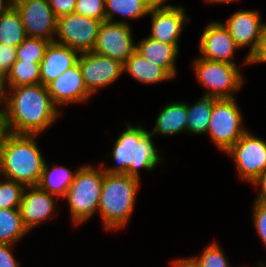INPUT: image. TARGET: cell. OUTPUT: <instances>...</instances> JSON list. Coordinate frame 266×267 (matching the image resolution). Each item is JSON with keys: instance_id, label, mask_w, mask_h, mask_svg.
<instances>
[{"instance_id": "6da1fadb", "label": "cell", "mask_w": 266, "mask_h": 267, "mask_svg": "<svg viewBox=\"0 0 266 267\" xmlns=\"http://www.w3.org/2000/svg\"><path fill=\"white\" fill-rule=\"evenodd\" d=\"M5 116L13 134L39 135L57 120V110L47 87L42 84L7 88Z\"/></svg>"}, {"instance_id": "7a4b0ae2", "label": "cell", "mask_w": 266, "mask_h": 267, "mask_svg": "<svg viewBox=\"0 0 266 267\" xmlns=\"http://www.w3.org/2000/svg\"><path fill=\"white\" fill-rule=\"evenodd\" d=\"M35 136L8 132L0 142V175L25 187L37 186L44 157Z\"/></svg>"}, {"instance_id": "3957f363", "label": "cell", "mask_w": 266, "mask_h": 267, "mask_svg": "<svg viewBox=\"0 0 266 267\" xmlns=\"http://www.w3.org/2000/svg\"><path fill=\"white\" fill-rule=\"evenodd\" d=\"M138 178L126 174H104L98 212L105 229H122L130 220L138 189Z\"/></svg>"}, {"instance_id": "277c9868", "label": "cell", "mask_w": 266, "mask_h": 267, "mask_svg": "<svg viewBox=\"0 0 266 267\" xmlns=\"http://www.w3.org/2000/svg\"><path fill=\"white\" fill-rule=\"evenodd\" d=\"M98 169L91 165L78 168L74 181L62 198L68 203L72 223L75 226L89 220L98 212L99 199L104 180V166Z\"/></svg>"}, {"instance_id": "5b68a950", "label": "cell", "mask_w": 266, "mask_h": 267, "mask_svg": "<svg viewBox=\"0 0 266 267\" xmlns=\"http://www.w3.org/2000/svg\"><path fill=\"white\" fill-rule=\"evenodd\" d=\"M193 69L199 83L206 88L204 95L221 98H234L233 92L240 90L244 79L237 64L196 58Z\"/></svg>"}, {"instance_id": "8992f818", "label": "cell", "mask_w": 266, "mask_h": 267, "mask_svg": "<svg viewBox=\"0 0 266 267\" xmlns=\"http://www.w3.org/2000/svg\"><path fill=\"white\" fill-rule=\"evenodd\" d=\"M242 124L243 116L235 98L216 99L207 133L221 151L227 152L247 131Z\"/></svg>"}, {"instance_id": "52a82bcc", "label": "cell", "mask_w": 266, "mask_h": 267, "mask_svg": "<svg viewBox=\"0 0 266 267\" xmlns=\"http://www.w3.org/2000/svg\"><path fill=\"white\" fill-rule=\"evenodd\" d=\"M101 23V20L74 12L59 16L56 25L58 39L54 41L79 53L90 52L95 47Z\"/></svg>"}, {"instance_id": "ba28073f", "label": "cell", "mask_w": 266, "mask_h": 267, "mask_svg": "<svg viewBox=\"0 0 266 267\" xmlns=\"http://www.w3.org/2000/svg\"><path fill=\"white\" fill-rule=\"evenodd\" d=\"M239 48L250 46L245 64H253L260 56L264 44V23L256 10H241L232 14L224 24Z\"/></svg>"}, {"instance_id": "9c48e42d", "label": "cell", "mask_w": 266, "mask_h": 267, "mask_svg": "<svg viewBox=\"0 0 266 267\" xmlns=\"http://www.w3.org/2000/svg\"><path fill=\"white\" fill-rule=\"evenodd\" d=\"M226 153L233 158L243 181L253 184L266 172V141L248 131Z\"/></svg>"}, {"instance_id": "30bf717a", "label": "cell", "mask_w": 266, "mask_h": 267, "mask_svg": "<svg viewBox=\"0 0 266 267\" xmlns=\"http://www.w3.org/2000/svg\"><path fill=\"white\" fill-rule=\"evenodd\" d=\"M131 27L126 21H102L93 52L123 64L136 50Z\"/></svg>"}, {"instance_id": "8fae6325", "label": "cell", "mask_w": 266, "mask_h": 267, "mask_svg": "<svg viewBox=\"0 0 266 267\" xmlns=\"http://www.w3.org/2000/svg\"><path fill=\"white\" fill-rule=\"evenodd\" d=\"M13 6L20 14L28 37L55 40L57 17L48 0H13Z\"/></svg>"}, {"instance_id": "7c38bea8", "label": "cell", "mask_w": 266, "mask_h": 267, "mask_svg": "<svg viewBox=\"0 0 266 267\" xmlns=\"http://www.w3.org/2000/svg\"><path fill=\"white\" fill-rule=\"evenodd\" d=\"M167 0H157L151 7L149 15L152 17L150 38L163 43L174 45L179 50V36L183 31V24L188 23L189 17L185 9L179 6L163 5ZM163 5V6H162Z\"/></svg>"}, {"instance_id": "4fadbf2b", "label": "cell", "mask_w": 266, "mask_h": 267, "mask_svg": "<svg viewBox=\"0 0 266 267\" xmlns=\"http://www.w3.org/2000/svg\"><path fill=\"white\" fill-rule=\"evenodd\" d=\"M78 63L87 90L93 95L99 88L115 82L124 73V64L93 51L80 53Z\"/></svg>"}, {"instance_id": "5bb4252c", "label": "cell", "mask_w": 266, "mask_h": 267, "mask_svg": "<svg viewBox=\"0 0 266 267\" xmlns=\"http://www.w3.org/2000/svg\"><path fill=\"white\" fill-rule=\"evenodd\" d=\"M203 59L235 64L234 52L240 49L231 37L229 30L221 22H211L205 27L199 43Z\"/></svg>"}, {"instance_id": "9a60e30c", "label": "cell", "mask_w": 266, "mask_h": 267, "mask_svg": "<svg viewBox=\"0 0 266 267\" xmlns=\"http://www.w3.org/2000/svg\"><path fill=\"white\" fill-rule=\"evenodd\" d=\"M46 87L57 107L62 104L86 102L92 96L85 86L79 63L66 70Z\"/></svg>"}, {"instance_id": "2e32d148", "label": "cell", "mask_w": 266, "mask_h": 267, "mask_svg": "<svg viewBox=\"0 0 266 267\" xmlns=\"http://www.w3.org/2000/svg\"><path fill=\"white\" fill-rule=\"evenodd\" d=\"M55 196L38 186L25 187L19 209L23 224L28 231L41 222L51 219L56 211Z\"/></svg>"}, {"instance_id": "e0dca14e", "label": "cell", "mask_w": 266, "mask_h": 267, "mask_svg": "<svg viewBox=\"0 0 266 267\" xmlns=\"http://www.w3.org/2000/svg\"><path fill=\"white\" fill-rule=\"evenodd\" d=\"M80 53L55 41L49 43L40 62V84L47 86L78 63Z\"/></svg>"}, {"instance_id": "ac0fdd59", "label": "cell", "mask_w": 266, "mask_h": 267, "mask_svg": "<svg viewBox=\"0 0 266 267\" xmlns=\"http://www.w3.org/2000/svg\"><path fill=\"white\" fill-rule=\"evenodd\" d=\"M147 132V129L142 126L126 124L125 131L121 132L119 138L116 139L111 153L117 165L112 168L104 167L105 172L109 174H125L133 162L132 155L138 146L139 140Z\"/></svg>"}, {"instance_id": "d6986e66", "label": "cell", "mask_w": 266, "mask_h": 267, "mask_svg": "<svg viewBox=\"0 0 266 267\" xmlns=\"http://www.w3.org/2000/svg\"><path fill=\"white\" fill-rule=\"evenodd\" d=\"M136 50L150 62L164 68L173 78L176 76L175 62L179 50L174 45L146 37L137 42Z\"/></svg>"}, {"instance_id": "ffe728a7", "label": "cell", "mask_w": 266, "mask_h": 267, "mask_svg": "<svg viewBox=\"0 0 266 267\" xmlns=\"http://www.w3.org/2000/svg\"><path fill=\"white\" fill-rule=\"evenodd\" d=\"M124 72H128L133 78L145 84L173 79L164 68L150 62L137 50L124 63Z\"/></svg>"}, {"instance_id": "44dd1931", "label": "cell", "mask_w": 266, "mask_h": 267, "mask_svg": "<svg viewBox=\"0 0 266 267\" xmlns=\"http://www.w3.org/2000/svg\"><path fill=\"white\" fill-rule=\"evenodd\" d=\"M187 106L185 102H173L167 104L159 112L156 126L150 133L173 135L186 131Z\"/></svg>"}, {"instance_id": "7402d4cb", "label": "cell", "mask_w": 266, "mask_h": 267, "mask_svg": "<svg viewBox=\"0 0 266 267\" xmlns=\"http://www.w3.org/2000/svg\"><path fill=\"white\" fill-rule=\"evenodd\" d=\"M47 165L45 161L37 186L49 194L63 198L74 181L77 170L72 172L70 169L60 165L52 166V169H50Z\"/></svg>"}, {"instance_id": "603a6c76", "label": "cell", "mask_w": 266, "mask_h": 267, "mask_svg": "<svg viewBox=\"0 0 266 267\" xmlns=\"http://www.w3.org/2000/svg\"><path fill=\"white\" fill-rule=\"evenodd\" d=\"M153 135L148 131L138 142L136 150L133 152V162L127 169L126 175L138 178L140 180L139 169L147 171L154 170L159 162L162 161L158 154V149L154 147Z\"/></svg>"}, {"instance_id": "cb8c5ba5", "label": "cell", "mask_w": 266, "mask_h": 267, "mask_svg": "<svg viewBox=\"0 0 266 267\" xmlns=\"http://www.w3.org/2000/svg\"><path fill=\"white\" fill-rule=\"evenodd\" d=\"M216 98L203 95L195 104L187 106L186 131L192 134H205L209 126L213 104Z\"/></svg>"}, {"instance_id": "d4e9b609", "label": "cell", "mask_w": 266, "mask_h": 267, "mask_svg": "<svg viewBox=\"0 0 266 267\" xmlns=\"http://www.w3.org/2000/svg\"><path fill=\"white\" fill-rule=\"evenodd\" d=\"M157 0H105V20L113 22L114 15L140 19L148 15Z\"/></svg>"}, {"instance_id": "484cf974", "label": "cell", "mask_w": 266, "mask_h": 267, "mask_svg": "<svg viewBox=\"0 0 266 267\" xmlns=\"http://www.w3.org/2000/svg\"><path fill=\"white\" fill-rule=\"evenodd\" d=\"M27 37L20 14L11 6L0 15V43L18 47Z\"/></svg>"}, {"instance_id": "4316f807", "label": "cell", "mask_w": 266, "mask_h": 267, "mask_svg": "<svg viewBox=\"0 0 266 267\" xmlns=\"http://www.w3.org/2000/svg\"><path fill=\"white\" fill-rule=\"evenodd\" d=\"M20 209H0V244H15L27 235Z\"/></svg>"}, {"instance_id": "83f0119b", "label": "cell", "mask_w": 266, "mask_h": 267, "mask_svg": "<svg viewBox=\"0 0 266 267\" xmlns=\"http://www.w3.org/2000/svg\"><path fill=\"white\" fill-rule=\"evenodd\" d=\"M40 83V62L16 60L6 76L8 87L35 85Z\"/></svg>"}, {"instance_id": "f1b7e54d", "label": "cell", "mask_w": 266, "mask_h": 267, "mask_svg": "<svg viewBox=\"0 0 266 267\" xmlns=\"http://www.w3.org/2000/svg\"><path fill=\"white\" fill-rule=\"evenodd\" d=\"M50 42L43 38L27 37L17 47L16 60L41 62Z\"/></svg>"}, {"instance_id": "f546056e", "label": "cell", "mask_w": 266, "mask_h": 267, "mask_svg": "<svg viewBox=\"0 0 266 267\" xmlns=\"http://www.w3.org/2000/svg\"><path fill=\"white\" fill-rule=\"evenodd\" d=\"M25 186L13 180L0 181V209H18Z\"/></svg>"}, {"instance_id": "4dcf8cb0", "label": "cell", "mask_w": 266, "mask_h": 267, "mask_svg": "<svg viewBox=\"0 0 266 267\" xmlns=\"http://www.w3.org/2000/svg\"><path fill=\"white\" fill-rule=\"evenodd\" d=\"M201 267H231L220 246L214 242L204 248L201 255L195 257Z\"/></svg>"}, {"instance_id": "1f68e13d", "label": "cell", "mask_w": 266, "mask_h": 267, "mask_svg": "<svg viewBox=\"0 0 266 267\" xmlns=\"http://www.w3.org/2000/svg\"><path fill=\"white\" fill-rule=\"evenodd\" d=\"M74 13L105 21V0H77Z\"/></svg>"}, {"instance_id": "d6a6232c", "label": "cell", "mask_w": 266, "mask_h": 267, "mask_svg": "<svg viewBox=\"0 0 266 267\" xmlns=\"http://www.w3.org/2000/svg\"><path fill=\"white\" fill-rule=\"evenodd\" d=\"M254 227L266 247V202L255 199L253 205Z\"/></svg>"}, {"instance_id": "836d02e7", "label": "cell", "mask_w": 266, "mask_h": 267, "mask_svg": "<svg viewBox=\"0 0 266 267\" xmlns=\"http://www.w3.org/2000/svg\"><path fill=\"white\" fill-rule=\"evenodd\" d=\"M17 47L8 46L0 43V74L5 78L16 61Z\"/></svg>"}, {"instance_id": "e575fe53", "label": "cell", "mask_w": 266, "mask_h": 267, "mask_svg": "<svg viewBox=\"0 0 266 267\" xmlns=\"http://www.w3.org/2000/svg\"><path fill=\"white\" fill-rule=\"evenodd\" d=\"M77 0H48L56 17L74 12Z\"/></svg>"}, {"instance_id": "d590c367", "label": "cell", "mask_w": 266, "mask_h": 267, "mask_svg": "<svg viewBox=\"0 0 266 267\" xmlns=\"http://www.w3.org/2000/svg\"><path fill=\"white\" fill-rule=\"evenodd\" d=\"M13 244H0V267H19L20 262L12 254Z\"/></svg>"}, {"instance_id": "8d00e7d4", "label": "cell", "mask_w": 266, "mask_h": 267, "mask_svg": "<svg viewBox=\"0 0 266 267\" xmlns=\"http://www.w3.org/2000/svg\"><path fill=\"white\" fill-rule=\"evenodd\" d=\"M258 186L260 190L259 194L257 195V200L265 201L266 202V172L261 174L253 183V186Z\"/></svg>"}, {"instance_id": "74e56055", "label": "cell", "mask_w": 266, "mask_h": 267, "mask_svg": "<svg viewBox=\"0 0 266 267\" xmlns=\"http://www.w3.org/2000/svg\"><path fill=\"white\" fill-rule=\"evenodd\" d=\"M171 265L173 267H201L195 257L178 258Z\"/></svg>"}, {"instance_id": "f35d334b", "label": "cell", "mask_w": 266, "mask_h": 267, "mask_svg": "<svg viewBox=\"0 0 266 267\" xmlns=\"http://www.w3.org/2000/svg\"><path fill=\"white\" fill-rule=\"evenodd\" d=\"M8 133L6 126V116H5V107L1 109L0 107V142L5 138Z\"/></svg>"}, {"instance_id": "ab89813d", "label": "cell", "mask_w": 266, "mask_h": 267, "mask_svg": "<svg viewBox=\"0 0 266 267\" xmlns=\"http://www.w3.org/2000/svg\"><path fill=\"white\" fill-rule=\"evenodd\" d=\"M6 78L0 74V104L3 102L6 105V99H7V88H6Z\"/></svg>"}, {"instance_id": "60d3db41", "label": "cell", "mask_w": 266, "mask_h": 267, "mask_svg": "<svg viewBox=\"0 0 266 267\" xmlns=\"http://www.w3.org/2000/svg\"><path fill=\"white\" fill-rule=\"evenodd\" d=\"M266 63V23L264 24V44H263V48L261 50L260 56L259 58L254 62V64L256 63Z\"/></svg>"}, {"instance_id": "b9f144b4", "label": "cell", "mask_w": 266, "mask_h": 267, "mask_svg": "<svg viewBox=\"0 0 266 267\" xmlns=\"http://www.w3.org/2000/svg\"><path fill=\"white\" fill-rule=\"evenodd\" d=\"M6 1L0 0V15L6 12L11 6H13V0H6Z\"/></svg>"}, {"instance_id": "7bdbcfd3", "label": "cell", "mask_w": 266, "mask_h": 267, "mask_svg": "<svg viewBox=\"0 0 266 267\" xmlns=\"http://www.w3.org/2000/svg\"><path fill=\"white\" fill-rule=\"evenodd\" d=\"M237 0H205V2L211 4V3H226L229 4L230 2H234Z\"/></svg>"}]
</instances>
